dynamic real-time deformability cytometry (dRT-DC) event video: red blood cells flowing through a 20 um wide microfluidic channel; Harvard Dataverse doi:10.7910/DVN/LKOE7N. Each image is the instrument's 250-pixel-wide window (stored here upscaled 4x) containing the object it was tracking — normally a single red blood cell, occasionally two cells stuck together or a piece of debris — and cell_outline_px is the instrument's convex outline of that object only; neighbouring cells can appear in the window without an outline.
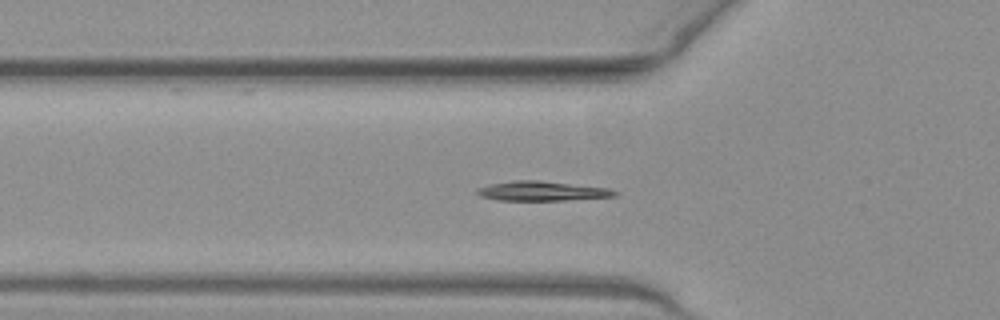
{"species": "common noctule bat (a hibernating species)", "species_latin": "Nyctalus noctula", "temperature_condition": "warm", "stored_images_in_passage": 53, "camera_frame_rate_fps": 3000, "um_per_image_px": 0.085, "animal": {"sex": "female", "body_mass_g": 19.3, "forearm_length_mm": 54.1}, "frame": {"image": 1, "passage_image": 18, "time_ms": 5.667, "image_size_px": [1000, 320], "cell_outline_px": [[616, 196], [564, 200], [496, 200], [480, 196], [476, 192], [476, 188], [488, 184], [512, 180], [540, 180], [608, 188], [616, 192]], "centroid_in_image_um": [45.98, 16.23], "position_along_channel_um": 79.8, "area_um2": 15.66}}
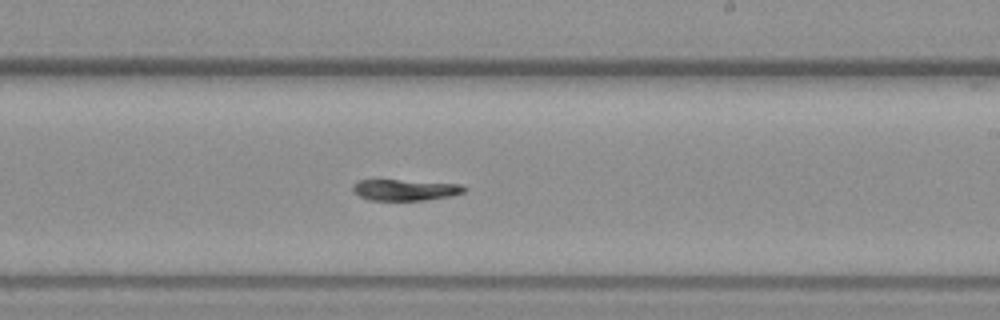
{"frame": {"image": 2, "passage_image": 31, "time_ms": 10.0, "image_size_px": [1000, 320], "cell_outline_px": [[464, 192], [452, 196], [424, 200], [368, 200], [360, 196], [352, 188], [352, 184], [360, 180], [400, 180], [460, 184], [464, 188]], "centroid_in_image_um": [34.42, 16.14], "position_along_channel_um": 254.6, "area_um2": 13.53}}
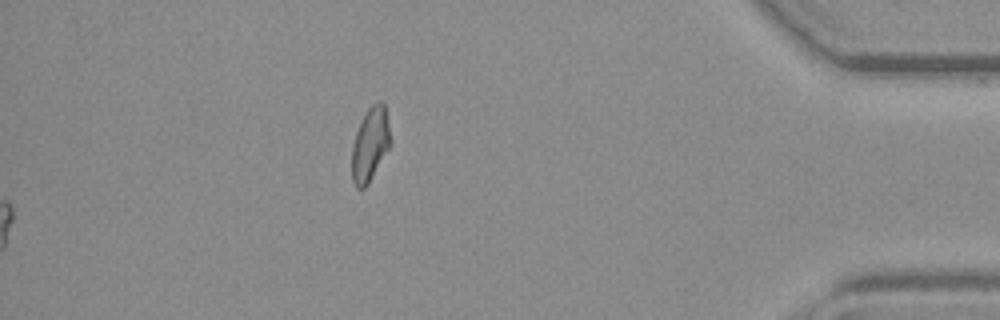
{"frame": {"image": 3, "passage_image": 53, "time_ms": 17.333, "image_size_px": [1000, 320], "cell_outline_px": [[392, 144], [368, 184], [364, 188], [356, 188], [352, 180], [352, 148], [356, 132], [368, 108], [372, 104], [380, 100], [384, 104], [392, 140]], "centroid_in_image_um": [31.48, 12.29], "position_along_channel_um": 403.7, "area_um2": 16.59}}